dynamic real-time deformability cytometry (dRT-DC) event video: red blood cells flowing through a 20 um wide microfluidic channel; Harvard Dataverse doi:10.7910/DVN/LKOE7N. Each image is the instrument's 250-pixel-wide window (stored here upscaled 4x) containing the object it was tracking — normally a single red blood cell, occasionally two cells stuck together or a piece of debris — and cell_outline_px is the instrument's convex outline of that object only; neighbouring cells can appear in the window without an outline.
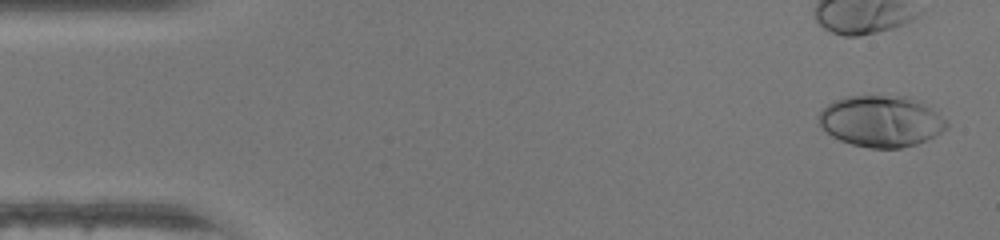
{"species": "human", "species_latin": "Homo sapiens", "temperature_condition": "warm", "stored_images_in_passage": 37, "camera_frame_rate_fps": 3000, "um_per_image_px": 0.085, "donor": {"sex": "female"}, "frame": {"image": 1, "passage_image": 2, "time_ms": 0.333, "image_size_px": [1000, 240], "cell_outline_px": [[948, 128], [916, 144], [900, 148], [868, 148], [852, 144], [840, 140], [832, 136], [820, 124], [816, 116], [820, 108], [836, 100], [848, 96], [908, 96], [920, 100], [936, 112], [948, 124]], "centroid_in_image_um": [74.85, 10.29], "position_along_channel_um": 10.1, "area_um2": 38.09}}